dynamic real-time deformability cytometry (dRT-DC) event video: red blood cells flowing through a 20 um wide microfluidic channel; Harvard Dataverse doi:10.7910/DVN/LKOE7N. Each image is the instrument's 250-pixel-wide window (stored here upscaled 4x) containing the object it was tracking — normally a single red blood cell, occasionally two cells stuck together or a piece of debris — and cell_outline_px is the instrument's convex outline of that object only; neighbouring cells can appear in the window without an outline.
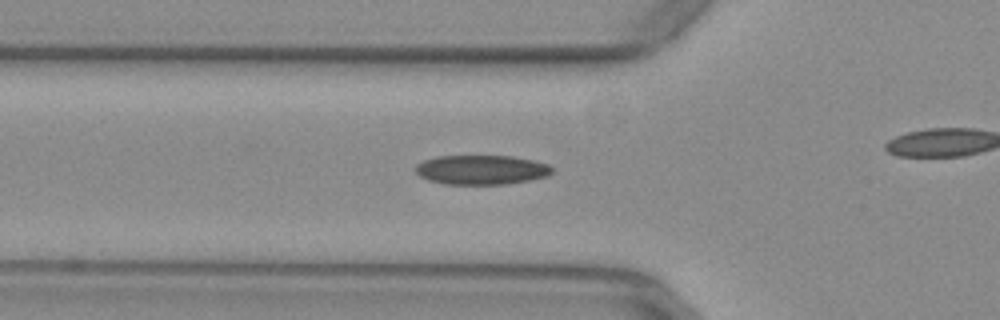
{"species": "common noctule bat (a hibernating species)", "species_latin": "Nyctalus noctula", "temperature_condition": "warm", "stored_images_in_passage": 27, "camera_frame_rate_fps": 3000, "um_per_image_px": 0.085, "animal": {"sex": "female", "body_mass_g": 29.2, "forearm_length_mm": 56.3}, "frame": {"image": 1, "passage_image": 3, "time_ms": 0.667, "image_size_px": [1000, 320], "cell_outline_px": [[552, 172], [548, 176], [508, 184], [444, 184], [428, 180], [420, 176], [416, 172], [416, 164], [424, 160], [436, 156], [512, 156], [532, 160], [548, 164], [552, 168]], "centroid_in_image_um": [40.91, 14.43], "position_along_channel_um": 84.9, "area_um2": 23.41}}
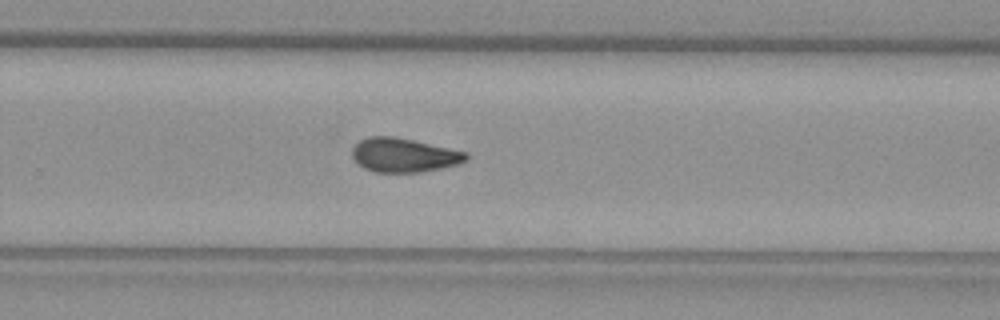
{"frame": {"image": 2, "passage_image": 19, "time_ms": 6.0, "image_size_px": [1000, 320], "cell_outline_px": [[468, 160], [460, 164], [420, 172], [376, 172], [364, 168], [356, 164], [352, 156], [352, 148], [360, 140], [368, 136], [392, 136], [412, 140], [468, 152]], "centroid_in_image_um": [34.32, 13.19], "position_along_channel_um": 295.5, "area_um2": 22.66}}
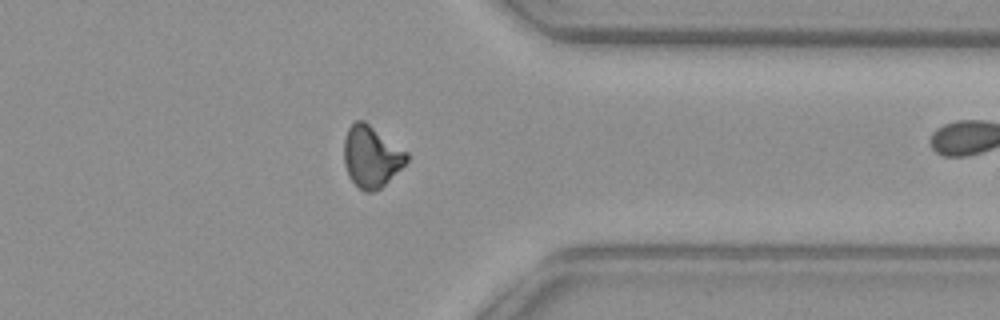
{"frame": {"image": 3, "passage_image": 26, "time_ms": 8.333, "image_size_px": [1000, 320], "cell_outline_px": [[408, 160], [380, 188], [372, 192], [364, 192], [348, 176], [344, 164], [344, 140], [348, 128], [356, 120], [364, 120], [408, 152]], "centroid_in_image_um": [31.54, 13.29], "position_along_channel_um": 379.9, "area_um2": 22.25}}